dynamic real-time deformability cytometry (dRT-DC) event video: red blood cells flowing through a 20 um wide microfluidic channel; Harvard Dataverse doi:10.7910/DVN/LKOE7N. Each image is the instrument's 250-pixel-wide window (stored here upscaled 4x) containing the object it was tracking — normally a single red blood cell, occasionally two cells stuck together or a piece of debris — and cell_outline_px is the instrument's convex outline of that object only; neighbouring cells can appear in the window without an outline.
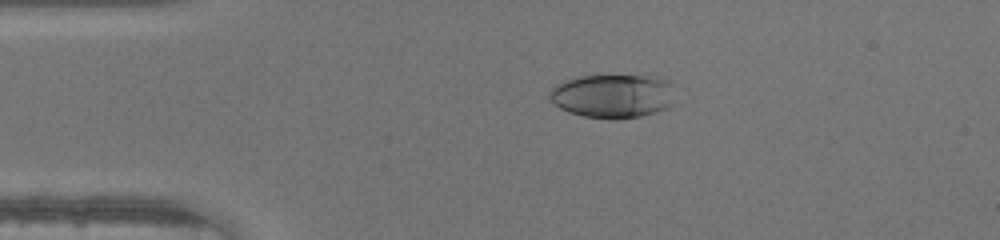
{"species": "human", "species_latin": "Homo sapiens", "temperature_condition": "warm", "stored_images_in_passage": 40, "camera_frame_rate_fps": 3000, "um_per_image_px": 0.085, "donor": {"sex": "male"}, "frame": {"image": 1, "passage_image": 3, "time_ms": 0.667, "image_size_px": [1000, 240], "cell_outline_px": [[672, 84], [668, 108], [656, 112], [640, 116], [616, 120], [612, 120], [584, 116], [568, 112], [552, 104], [548, 96], [548, 92], [556, 84], [564, 80], [576, 76], [648, 76], [668, 80]], "centroid_in_image_um": [51.99, 8.17], "position_along_channel_um": 33.0, "area_um2": 32.08}}
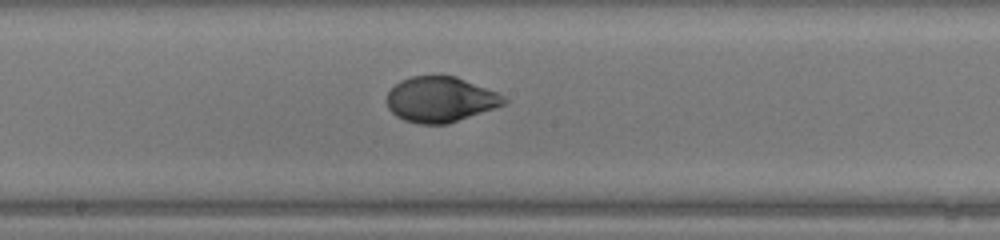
{"frame": {"image": 2, "passage_image": 18, "time_ms": 5.667, "image_size_px": [1000, 240], "cell_outline_px": [[508, 100], [504, 104], [496, 108], [448, 124], [420, 124], [404, 120], [396, 116], [388, 108], [384, 100], [388, 92], [400, 80], [412, 76], [456, 76], [496, 92], [504, 96]], "centroid_in_image_um": [37.41, 8.46], "position_along_channel_um": 210.8, "area_um2": 31.1}}
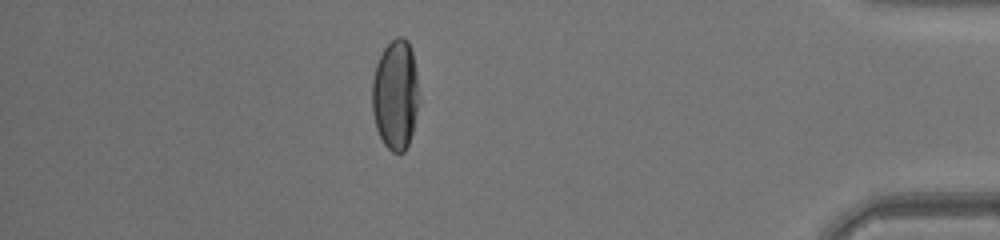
{"frame": {"image": 3, "passage_image": 34, "time_ms": 11.0, "image_size_px": [1000, 240], "cell_outline_px": [[420, 100], [412, 132], [408, 144], [404, 152], [392, 152], [384, 144], [376, 128], [372, 112], [372, 80], [376, 64], [384, 48], [396, 36], [404, 36], [408, 40], [412, 52], [416, 72], [420, 96]], "centroid_in_image_um": [33.62, 8.04], "position_along_channel_um": 401.6, "area_um2": 30.35}}